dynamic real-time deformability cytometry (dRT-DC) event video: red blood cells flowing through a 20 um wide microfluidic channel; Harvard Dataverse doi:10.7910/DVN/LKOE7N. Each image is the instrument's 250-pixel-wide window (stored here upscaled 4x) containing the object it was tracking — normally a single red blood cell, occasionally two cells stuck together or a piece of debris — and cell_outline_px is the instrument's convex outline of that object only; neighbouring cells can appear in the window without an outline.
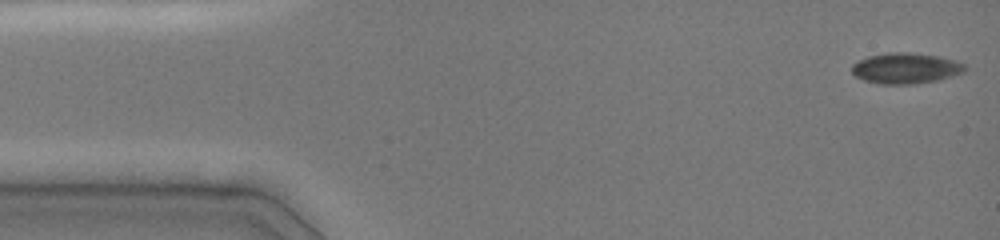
{"species": "common noctule bat (a hibernating species)", "species_latin": "Nyctalus noctula", "temperature_condition": "cold", "stored_images_in_passage": 46, "camera_frame_rate_fps": 3000, "um_per_image_px": 0.085, "animal": {"sex": "female", "body_mass_g": 19.0, "forearm_length_mm": 51.5}, "frame": {"image": 1, "passage_image": 1, "time_ms": 0.0, "image_size_px": [1000, 240], "cell_outline_px": [[968, 68], [964, 72], [952, 76], [936, 80], [912, 84], [880, 84], [864, 80], [856, 76], [852, 72], [852, 64], [868, 56], [888, 52], [908, 52], [940, 56], [956, 60], [964, 64]], "centroid_in_image_um": [77.01, 5.79], "position_along_channel_um": 8.0, "area_um2": 20.29}}
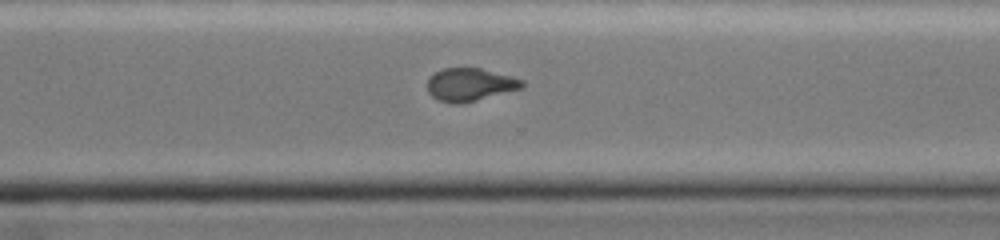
{"frame": {"image": 2, "passage_image": 33, "time_ms": 10.667, "image_size_px": [1000, 240], "cell_outline_px": [[524, 84], [520, 88], [476, 100], [460, 104], [452, 104], [440, 100], [432, 96], [428, 92], [428, 80], [436, 72], [444, 68], [480, 68], [524, 80]], "centroid_in_image_um": [39.92, 7.19], "position_along_channel_um": 330.7, "area_um2": 17.74}}
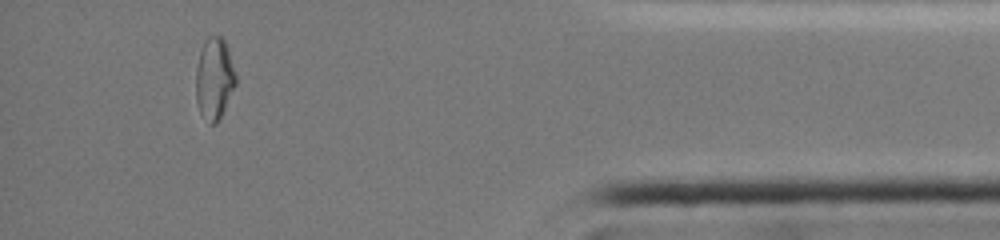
{"frame": {"image": 3, "passage_image": 42, "time_ms": 13.667, "image_size_px": [1000, 240], "cell_outline_px": [[236, 84], [220, 120], [216, 124], [208, 124], [200, 112], [196, 100], [196, 68], [200, 52], [208, 36], [220, 36], [224, 40], [228, 48], [236, 76]], "centroid_in_image_um": [18.22, 6.73], "position_along_channel_um": 417.0, "area_um2": 19.02}, "authors_computed_cell_mechanics": {"area_um2": 19.5364, "velocity_mm_per_s": 4.0738, "shape_relaxation_time_tau1_ms": null, "shape_relaxation_time_tau2_ms": 1.9012, "deformation_change_tau1": null, "deformation_change_tau2": 0.0485}}